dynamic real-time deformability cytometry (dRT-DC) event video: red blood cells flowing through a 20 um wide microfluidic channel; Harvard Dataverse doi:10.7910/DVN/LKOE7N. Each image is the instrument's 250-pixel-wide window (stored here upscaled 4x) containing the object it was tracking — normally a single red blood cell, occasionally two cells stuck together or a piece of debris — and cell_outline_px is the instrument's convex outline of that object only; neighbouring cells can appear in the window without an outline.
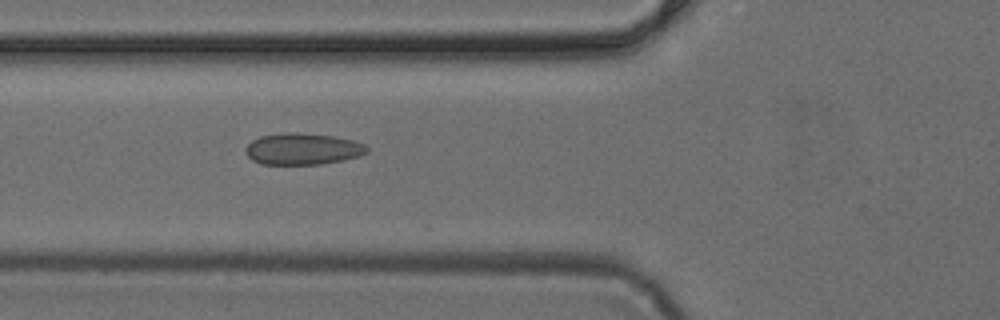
{"species": "common noctule bat (a hibernating species)", "species_latin": "Nyctalus noctula", "temperature_condition": "cold", "stored_images_in_passage": 31, "camera_frame_rate_fps": 3000, "um_per_image_px": 0.085, "animal": {"sex": "female", "body_mass_g": 24.6, "forearm_length_mm": 56.2}, "frame": {"image": 1, "passage_image": 5, "time_ms": 1.333, "image_size_px": [1000, 320], "cell_outline_px": [[368, 152], [360, 156], [344, 160], [320, 164], [260, 164], [252, 160], [244, 152], [244, 148], [252, 140], [260, 136], [280, 132], [296, 132], [332, 136], [352, 140], [364, 144], [368, 148]], "centroid_in_image_um": [25.69, 12.66], "position_along_channel_um": 100.1, "area_um2": 22.48}}
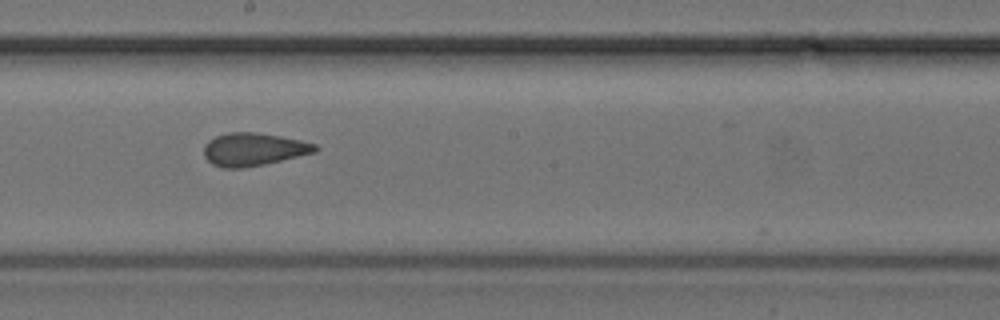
{"frame": {"image": 2, "passage_image": 14, "time_ms": 4.333, "image_size_px": [1000, 320], "cell_outline_px": [[320, 148], [316, 152], [264, 164], [244, 168], [224, 168], [212, 164], [204, 156], [204, 144], [208, 140], [216, 136], [228, 132], [256, 132], [280, 136], [300, 140], [316, 144]], "centroid_in_image_um": [21.54, 12.69], "position_along_channel_um": 226.7, "area_um2": 21.39}}
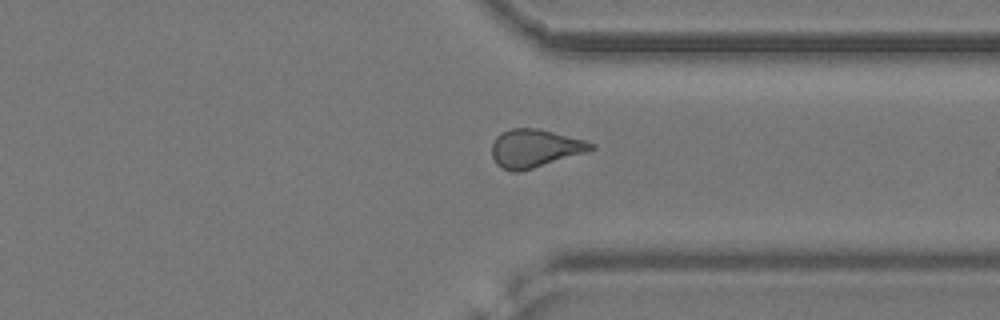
{"frame": {"image": 3, "passage_image": 24, "time_ms": 7.667, "image_size_px": [1000, 320], "cell_outline_px": [[596, 148], [584, 152], [520, 172], [512, 172], [496, 164], [492, 156], [492, 144], [496, 136], [500, 132], [512, 128], [536, 128], [584, 140], [596, 144]], "centroid_in_image_um": [45.41, 12.6], "position_along_channel_um": 366.0, "area_um2": 21.73}}